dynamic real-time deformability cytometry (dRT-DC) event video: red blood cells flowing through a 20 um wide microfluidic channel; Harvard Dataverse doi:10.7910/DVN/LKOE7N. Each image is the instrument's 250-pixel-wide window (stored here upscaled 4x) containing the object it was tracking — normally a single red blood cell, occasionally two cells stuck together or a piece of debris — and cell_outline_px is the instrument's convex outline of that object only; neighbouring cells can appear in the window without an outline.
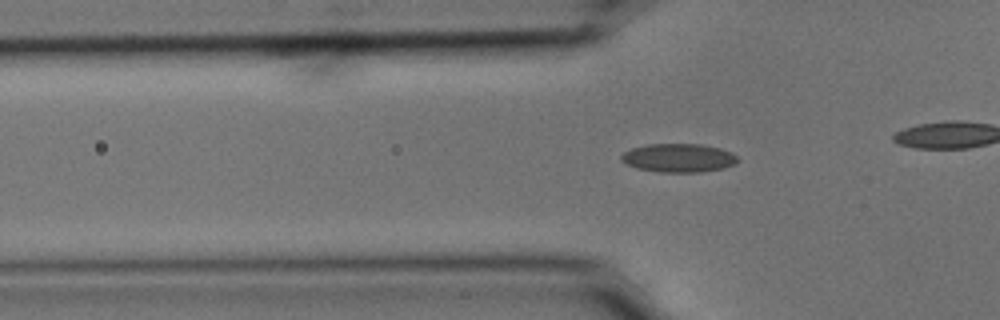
{"species": "common noctule bat (a hibernating species)", "species_latin": "Nyctalus noctula", "temperature_condition": "cold", "stored_images_in_passage": 43, "camera_frame_rate_fps": 3000, "um_per_image_px": 0.085, "animal": {"sex": "male", "body_mass_g": 15.6}, "frame": {"image": 1, "passage_image": 16, "time_ms": 5.0, "image_size_px": [1000, 320], "cell_outline_px": [[740, 160], [736, 164], [724, 168], [700, 172], [660, 172], [636, 168], [620, 160], [620, 156], [624, 152], [632, 148], [648, 144], [700, 144], [720, 148], [732, 152]], "centroid_in_image_um": [57.7, 13.42], "position_along_channel_um": 68.1, "area_um2": 19.48}}
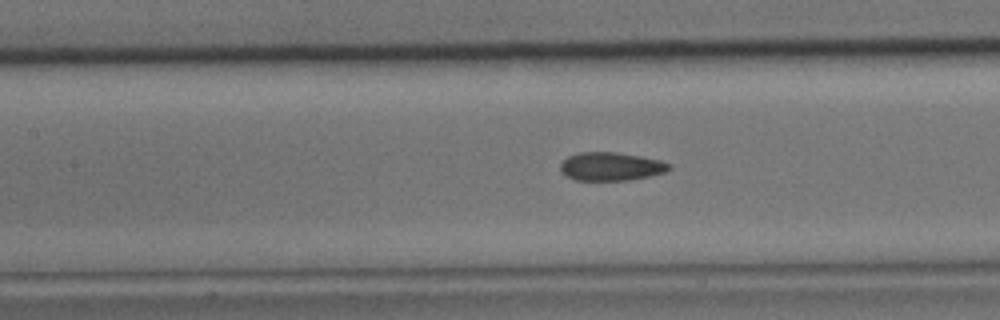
{"frame": {"image": 2, "passage_image": 23, "time_ms": 7.333, "image_size_px": [1000, 320], "cell_outline_px": [[672, 168], [664, 172], [648, 176], [628, 180], [576, 180], [568, 176], [560, 168], [560, 164], [568, 156], [580, 152], [616, 152], [640, 156], [660, 160], [672, 164]], "centroid_in_image_um": [51.96, 14.14], "position_along_channel_um": 155.4, "area_um2": 17.8}}
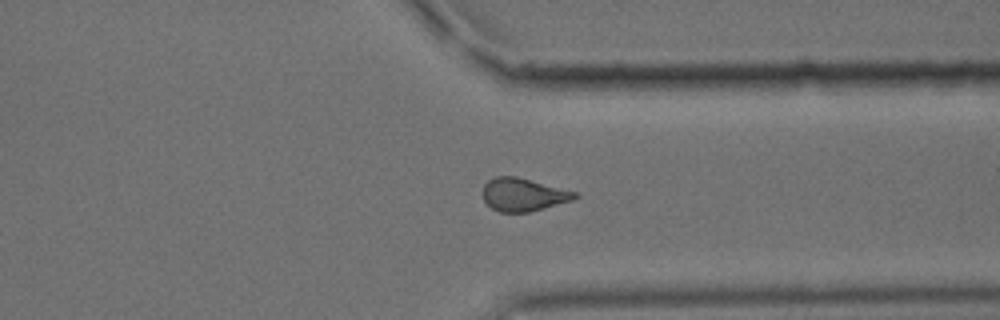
{"frame": {"image": 3, "passage_image": 40, "time_ms": 13.0, "image_size_px": [1000, 320], "cell_outline_px": [[580, 196], [572, 200], [528, 212], [500, 212], [492, 208], [484, 200], [484, 184], [488, 180], [496, 176], [516, 176], [576, 192]], "centroid_in_image_um": [44.47, 16.54], "position_along_channel_um": 366.9, "area_um2": 17.4}}